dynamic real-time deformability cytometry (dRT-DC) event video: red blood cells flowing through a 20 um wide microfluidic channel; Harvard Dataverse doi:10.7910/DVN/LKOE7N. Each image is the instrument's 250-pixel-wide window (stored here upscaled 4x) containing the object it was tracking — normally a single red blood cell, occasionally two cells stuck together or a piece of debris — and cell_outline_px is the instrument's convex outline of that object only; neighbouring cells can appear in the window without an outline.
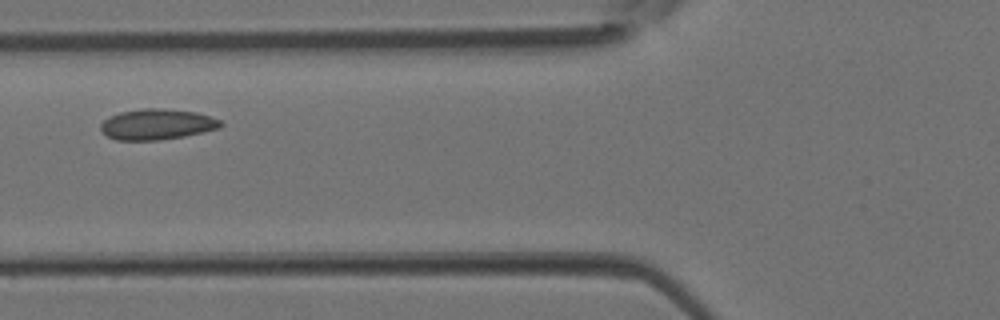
{"species": "Egyptian fruit bat (a non-hibernating species)", "species_latin": "Rousettus aegyptiacus", "temperature_condition": "room temperature", "stored_images_in_passage": 6, "camera_frame_rate_fps": 3000, "um_per_image_px": 0.085, "animal": {"sex": "female"}, "frame": {"image": 1, "passage_image": 6, "time_ms": 1.667, "image_size_px": [1000, 320], "cell_outline_px": [[224, 124], [220, 128], [184, 136], [160, 140], [116, 140], [108, 136], [100, 128], [100, 124], [104, 120], [120, 112], [144, 108], [164, 108], [196, 112], [220, 120]], "centroid_in_image_um": [13.36, 10.56], "position_along_channel_um": 112.4, "area_um2": 21.33}}